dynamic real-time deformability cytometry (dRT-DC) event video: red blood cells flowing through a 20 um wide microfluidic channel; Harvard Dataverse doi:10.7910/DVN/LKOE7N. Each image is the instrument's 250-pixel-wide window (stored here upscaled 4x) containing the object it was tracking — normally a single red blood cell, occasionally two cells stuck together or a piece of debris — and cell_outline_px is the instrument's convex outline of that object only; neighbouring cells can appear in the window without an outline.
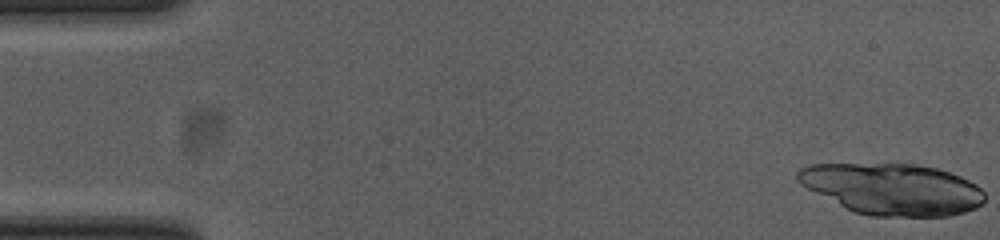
{"species": "common noctule bat (a hibernating species)", "species_latin": "Nyctalus noctula", "temperature_condition": "cold", "stored_images_in_passage": 54, "segment_of_instrument_passage": [1, 2], "camera_frame_rate_fps": 3000, "um_per_image_px": 0.085, "animal": {"sex": "female", "body_mass_g": 23.0, "forearm_length_mm": 53.4}, "frame": {"image": 1, "passage_image": 1, "time_ms": 0.0, "image_size_px": [1000, 240], "cell_outline_px": [[984, 200], [976, 208], [964, 212], [948, 216], [868, 216], [852, 212], [844, 208], [800, 184], [796, 180], [796, 172], [800, 168], [812, 164], [916, 164], [936, 168], [960, 176], [976, 184], [984, 192]], "centroid_in_image_um": [75.83, 16.07], "position_along_channel_um": 9.2, "area_um2": 56.01}}